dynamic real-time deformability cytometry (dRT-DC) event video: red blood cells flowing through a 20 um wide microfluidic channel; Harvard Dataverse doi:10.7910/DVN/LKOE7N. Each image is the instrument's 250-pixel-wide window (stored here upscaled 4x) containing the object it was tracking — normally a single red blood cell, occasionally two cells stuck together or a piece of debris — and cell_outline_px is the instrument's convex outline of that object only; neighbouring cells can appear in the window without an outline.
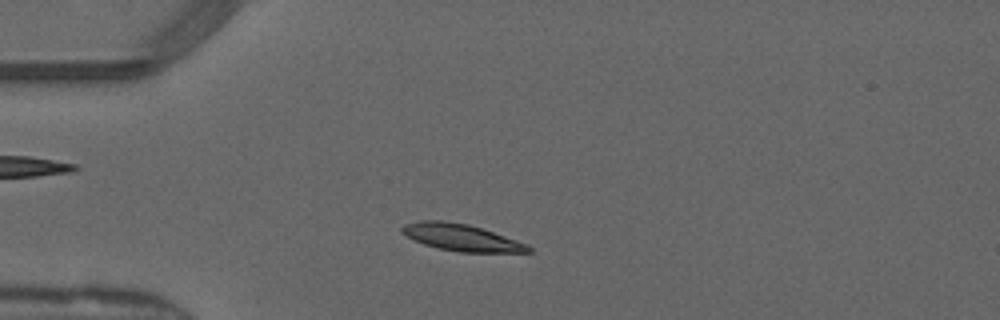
{"species": "common noctule bat (a hibernating species)", "species_latin": "Nyctalus noctula", "temperature_condition": "warm", "stored_images_in_passage": 44, "camera_frame_rate_fps": 3000, "um_per_image_px": 0.085, "animal": {"sex": "male", "forearm_length_mm": 52.5}, "frame": {"image": 1, "passage_image": 7, "time_ms": 2.0, "image_size_px": [1000, 320], "cell_outline_px": [[532, 252], [460, 252], [436, 248], [424, 244], [400, 232], [400, 228], [404, 224], [420, 220], [444, 220], [468, 224], [528, 244], [532, 248]], "centroid_in_image_um": [39.19, 20.18], "position_along_channel_um": 45.8, "area_um2": 19.65}}
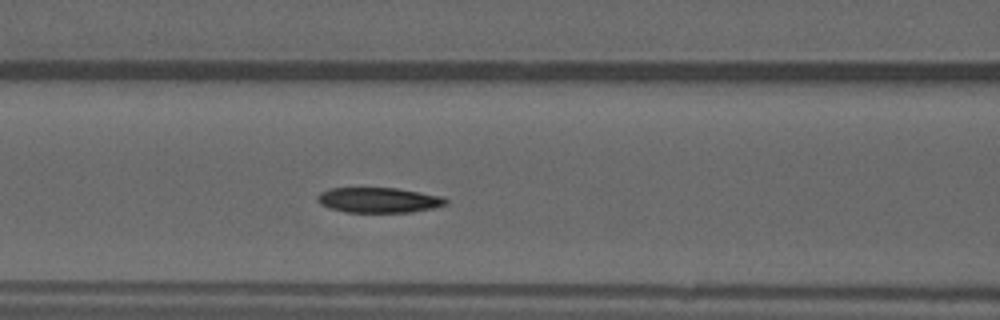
{"frame": {"image": 2, "passage_image": 15, "time_ms": 4.667, "image_size_px": [1000, 320], "cell_outline_px": [[448, 204], [436, 208], [408, 212], [344, 212], [328, 208], [320, 204], [316, 200], [316, 196], [320, 192], [328, 188], [396, 188], [420, 192], [440, 196], [448, 200]], "centroid_in_image_um": [32.15, 17.01], "position_along_channel_um": 134.4, "area_um2": 19.02}}
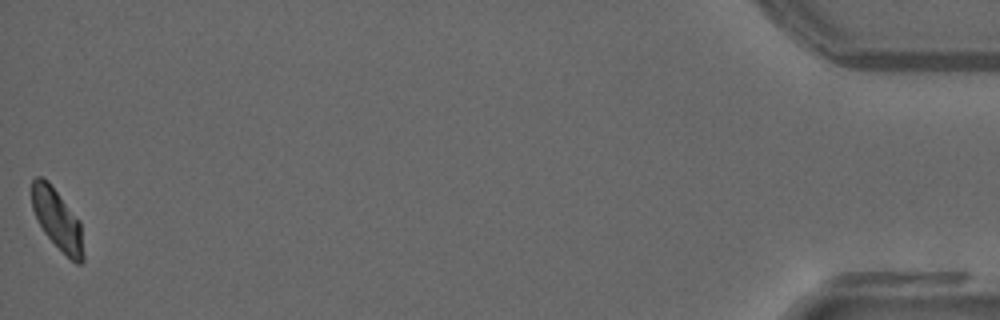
{"frame": {"image": 3, "passage_image": 44, "time_ms": 14.333, "image_size_px": [1000, 320], "cell_outline_px": [[84, 260], [80, 264], [76, 264], [44, 232], [32, 208], [32, 180], [36, 176], [40, 176], [48, 180], [80, 220], [84, 256]], "centroid_in_image_um": [4.89, 18.62], "position_along_channel_um": 430.3, "area_um2": 17.98}, "authors_computed_cell_mechanics": {"area_um2": 19.2763, "velocity_mm_per_s": 4.0876, "shape_relaxation_time_tau1_ms": 3.901, "shape_relaxation_time_tau2_ms": 2.7209, "deformation_change_tau1": 0.1485, "deformation_change_tau2": 0.0612}}